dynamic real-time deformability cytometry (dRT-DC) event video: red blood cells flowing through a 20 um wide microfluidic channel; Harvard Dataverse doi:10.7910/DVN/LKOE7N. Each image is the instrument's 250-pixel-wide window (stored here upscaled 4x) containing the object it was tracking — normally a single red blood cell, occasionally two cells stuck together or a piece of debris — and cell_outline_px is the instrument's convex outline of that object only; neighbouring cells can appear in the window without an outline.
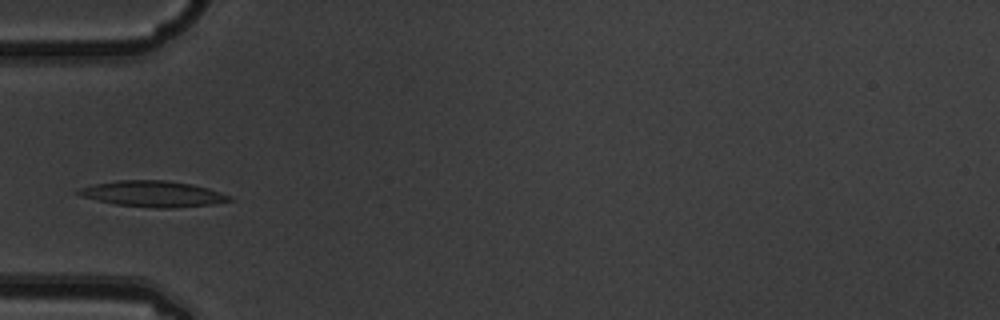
{"species": "common noctule bat (a hibernating species)", "species_latin": "Nyctalus noctula", "temperature_condition": "warm", "stored_images_in_passage": 6, "camera_frame_rate_fps": 3000, "um_per_image_px": 0.085, "animal": {"sex": "male", "body_mass_g": 19.5, "forearm_length_mm": 54.6}, "frame": {"image": 1, "passage_image": 3, "time_ms": 0.667, "image_size_px": [1000, 320], "cell_outline_px": [[232, 200], [212, 204], [176, 208], [156, 208], [116, 204], [84, 196], [76, 192], [76, 188], [92, 184], [116, 180], [164, 180], [192, 184], [208, 188], [232, 196]], "centroid_in_image_um": [13.01, 16.47], "position_along_channel_um": 72.0, "area_um2": 22.72}}
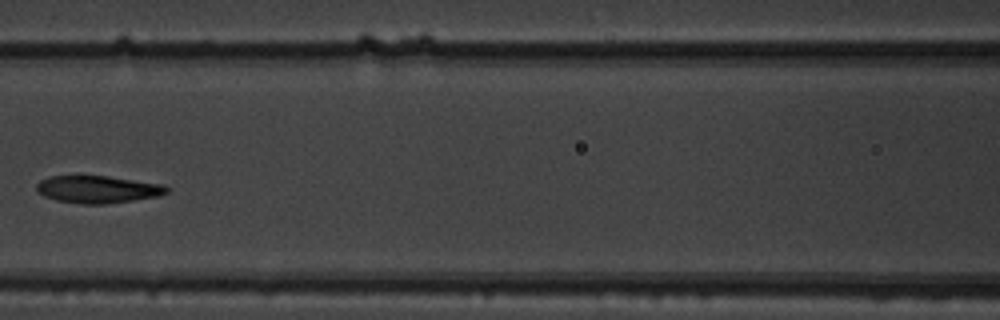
{"frame": {"image": 2, "passage_image": 5, "time_ms": 1.333, "image_size_px": [1000, 320], "cell_outline_px": [[168, 192], [160, 196], [104, 204], [84, 204], [56, 200], [44, 196], [36, 188], [36, 184], [40, 180], [48, 176], [108, 176], [164, 184], [168, 188]], "centroid_in_image_um": [8.32, 16.09], "position_along_channel_um": 158.3, "area_um2": 20.69}}
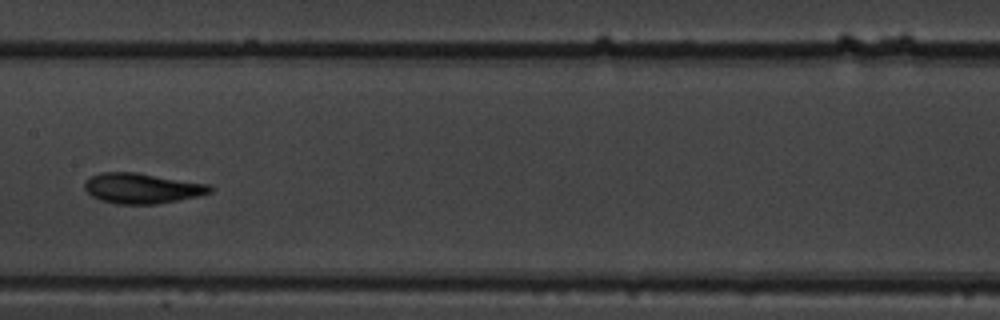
{"frame": {"image": 3, "passage_image": 6, "time_ms": 1.667, "image_size_px": [1000, 320], "cell_outline_px": [[212, 192], [196, 196], [156, 204], [116, 204], [100, 200], [92, 196], [84, 188], [84, 184], [92, 176], [104, 172], [136, 172], [212, 184]], "centroid_in_image_um": [12.1, 16.0], "position_along_channel_um": 195.3, "area_um2": 22.08}}